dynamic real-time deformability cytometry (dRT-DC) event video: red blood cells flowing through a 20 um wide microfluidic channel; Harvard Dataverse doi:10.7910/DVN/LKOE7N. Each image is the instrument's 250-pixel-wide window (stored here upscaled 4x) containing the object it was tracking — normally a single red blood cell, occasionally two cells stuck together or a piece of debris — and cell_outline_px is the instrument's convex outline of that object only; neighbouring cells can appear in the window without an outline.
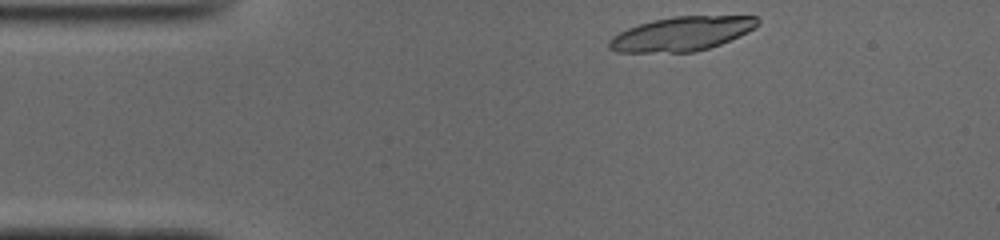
{"species": "common noctule bat (a hibernating species)", "species_latin": "Nyctalus noctula", "temperature_condition": "cold", "stored_images_in_passage": 43, "segment_of_instrument_passage": [1, 2], "camera_frame_rate_fps": 3000, "um_per_image_px": 0.085, "animal": {"sex": "male", "body_mass_g": 19.0, "forearm_length_mm": 50.8}, "frame": {"image": 1, "passage_image": 1, "time_ms": 0.0, "image_size_px": [1000, 240], "cell_outline_px": [[760, 20], [752, 28], [720, 44], [708, 48], [692, 52], [616, 52], [608, 48], [608, 40], [612, 36], [628, 28], [652, 20], [672, 16], [756, 16]], "centroid_in_image_um": [57.86, 2.87], "position_along_channel_um": 27.1, "area_um2": 29.13}}